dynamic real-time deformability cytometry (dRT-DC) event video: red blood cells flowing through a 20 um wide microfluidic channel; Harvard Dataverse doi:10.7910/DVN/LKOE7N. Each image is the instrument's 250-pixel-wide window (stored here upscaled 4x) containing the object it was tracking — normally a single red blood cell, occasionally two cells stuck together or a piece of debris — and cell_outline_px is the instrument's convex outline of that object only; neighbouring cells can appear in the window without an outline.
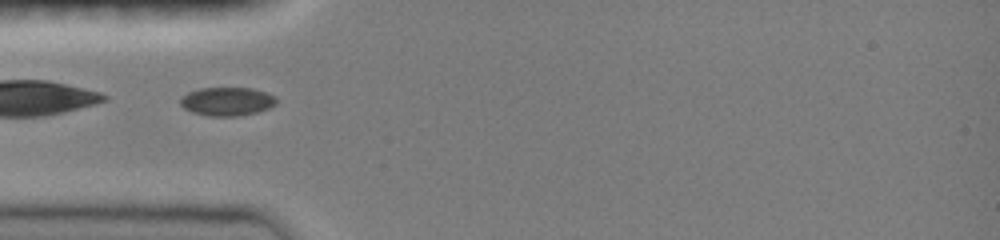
{"species": "common noctule bat (a hibernating species)", "species_latin": "Nyctalus noctula", "temperature_condition": "room temperature", "stored_images_in_passage": 32, "camera_frame_rate_fps": 3000, "um_per_image_px": 0.085, "animal": {"sex": "female", "body_mass_g": 19.0, "forearm_length_mm": 51.5}, "frame": {"image": 1, "passage_image": 1, "time_ms": 0.0, "image_size_px": [1000, 240], "cell_outline_px": [[276, 104], [268, 108], [256, 112], [236, 116], [208, 116], [192, 112], [184, 108], [180, 104], [180, 96], [188, 92], [200, 88], [252, 88], [276, 96]], "centroid_in_image_um": [19.27, 8.62], "position_along_channel_um": 65.7, "area_um2": 15.95}}
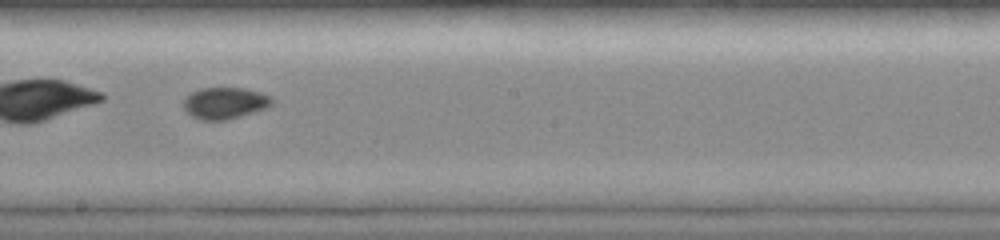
{"frame": {"image": 2, "passage_image": 13, "time_ms": 4.0, "image_size_px": [1000, 240], "cell_outline_px": [[276, 100], [268, 108], [228, 120], [200, 120], [184, 112], [184, 100], [192, 92], [200, 88], [244, 88], [260, 92], [272, 96]], "centroid_in_image_um": [19.15, 8.77], "position_along_channel_um": 229.0, "area_um2": 16.53}}
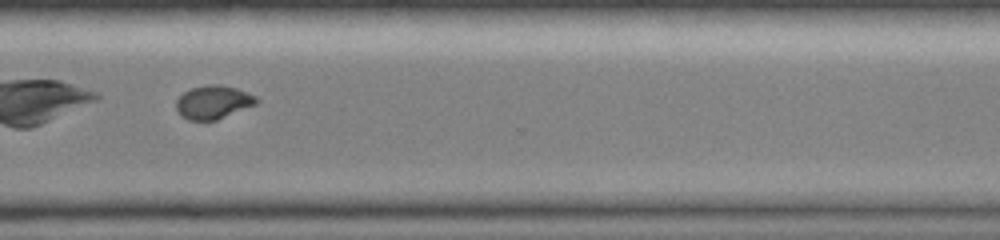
{"frame": {"image": 3, "passage_image": 22, "time_ms": 7.0, "image_size_px": [1000, 240], "cell_outline_px": [[260, 100], [256, 104], [216, 120], [188, 120], [180, 116], [176, 108], [176, 100], [184, 92], [192, 88], [208, 84], [220, 84], [236, 88], [256, 96]], "centroid_in_image_um": [18.12, 8.68], "position_along_channel_um": 352.5, "area_um2": 15.61}}